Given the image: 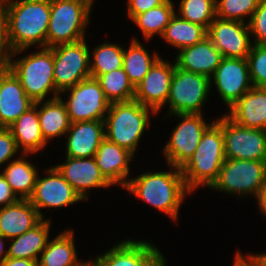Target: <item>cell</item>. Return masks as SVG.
Instances as JSON below:
<instances>
[{"instance_id": "obj_1", "label": "cell", "mask_w": 266, "mask_h": 266, "mask_svg": "<svg viewBox=\"0 0 266 266\" xmlns=\"http://www.w3.org/2000/svg\"><path fill=\"white\" fill-rule=\"evenodd\" d=\"M8 38L13 49L11 58L30 47H46L50 21V0H6Z\"/></svg>"}, {"instance_id": "obj_2", "label": "cell", "mask_w": 266, "mask_h": 266, "mask_svg": "<svg viewBox=\"0 0 266 266\" xmlns=\"http://www.w3.org/2000/svg\"><path fill=\"white\" fill-rule=\"evenodd\" d=\"M168 167L171 171H144L129 179L124 189L176 222L181 203L191 192L185 186L181 169L171 165Z\"/></svg>"}, {"instance_id": "obj_3", "label": "cell", "mask_w": 266, "mask_h": 266, "mask_svg": "<svg viewBox=\"0 0 266 266\" xmlns=\"http://www.w3.org/2000/svg\"><path fill=\"white\" fill-rule=\"evenodd\" d=\"M225 161L223 116L203 133L195 153L180 168L186 188L192 193L202 186L210 188Z\"/></svg>"}, {"instance_id": "obj_4", "label": "cell", "mask_w": 266, "mask_h": 266, "mask_svg": "<svg viewBox=\"0 0 266 266\" xmlns=\"http://www.w3.org/2000/svg\"><path fill=\"white\" fill-rule=\"evenodd\" d=\"M152 109L137 100L113 102L105 116V138L128 150L133 155L143 133L150 125Z\"/></svg>"}, {"instance_id": "obj_5", "label": "cell", "mask_w": 266, "mask_h": 266, "mask_svg": "<svg viewBox=\"0 0 266 266\" xmlns=\"http://www.w3.org/2000/svg\"><path fill=\"white\" fill-rule=\"evenodd\" d=\"M37 51L18 60L10 58L7 67L18 78L25 93L34 102L45 101L47 95L51 93L53 96L46 100L58 98L60 92L54 82L53 49L43 47Z\"/></svg>"}, {"instance_id": "obj_6", "label": "cell", "mask_w": 266, "mask_h": 266, "mask_svg": "<svg viewBox=\"0 0 266 266\" xmlns=\"http://www.w3.org/2000/svg\"><path fill=\"white\" fill-rule=\"evenodd\" d=\"M93 0H50L46 47L85 39Z\"/></svg>"}, {"instance_id": "obj_7", "label": "cell", "mask_w": 266, "mask_h": 266, "mask_svg": "<svg viewBox=\"0 0 266 266\" xmlns=\"http://www.w3.org/2000/svg\"><path fill=\"white\" fill-rule=\"evenodd\" d=\"M266 180V161L225 159L217 180L209 189L236 197L254 196Z\"/></svg>"}, {"instance_id": "obj_8", "label": "cell", "mask_w": 266, "mask_h": 266, "mask_svg": "<svg viewBox=\"0 0 266 266\" xmlns=\"http://www.w3.org/2000/svg\"><path fill=\"white\" fill-rule=\"evenodd\" d=\"M209 77L184 71L175 66L167 105V115L178 113L202 114V107L211 91Z\"/></svg>"}, {"instance_id": "obj_9", "label": "cell", "mask_w": 266, "mask_h": 266, "mask_svg": "<svg viewBox=\"0 0 266 266\" xmlns=\"http://www.w3.org/2000/svg\"><path fill=\"white\" fill-rule=\"evenodd\" d=\"M65 92L70 93L66 101L62 98V94ZM59 98L65 104L71 123L91 120L104 121L111 104L100 83L92 77L62 91Z\"/></svg>"}, {"instance_id": "obj_10", "label": "cell", "mask_w": 266, "mask_h": 266, "mask_svg": "<svg viewBox=\"0 0 266 266\" xmlns=\"http://www.w3.org/2000/svg\"><path fill=\"white\" fill-rule=\"evenodd\" d=\"M86 38L77 42L52 47L54 59V82L62 91L91 77L89 47Z\"/></svg>"}, {"instance_id": "obj_11", "label": "cell", "mask_w": 266, "mask_h": 266, "mask_svg": "<svg viewBox=\"0 0 266 266\" xmlns=\"http://www.w3.org/2000/svg\"><path fill=\"white\" fill-rule=\"evenodd\" d=\"M181 122L172 130L171 137L163 148L168 165L181 168L195 153L205 130L215 121L206 122L202 114H174Z\"/></svg>"}, {"instance_id": "obj_12", "label": "cell", "mask_w": 266, "mask_h": 266, "mask_svg": "<svg viewBox=\"0 0 266 266\" xmlns=\"http://www.w3.org/2000/svg\"><path fill=\"white\" fill-rule=\"evenodd\" d=\"M225 159L266 161V130L238 125L223 115Z\"/></svg>"}, {"instance_id": "obj_13", "label": "cell", "mask_w": 266, "mask_h": 266, "mask_svg": "<svg viewBox=\"0 0 266 266\" xmlns=\"http://www.w3.org/2000/svg\"><path fill=\"white\" fill-rule=\"evenodd\" d=\"M210 81L228 109L253 87L246 58L222 57Z\"/></svg>"}, {"instance_id": "obj_14", "label": "cell", "mask_w": 266, "mask_h": 266, "mask_svg": "<svg viewBox=\"0 0 266 266\" xmlns=\"http://www.w3.org/2000/svg\"><path fill=\"white\" fill-rule=\"evenodd\" d=\"M45 172V177L38 174L33 194L29 198L42 219H47L41 210L43 208L58 209L83 201L54 166L45 169Z\"/></svg>"}, {"instance_id": "obj_15", "label": "cell", "mask_w": 266, "mask_h": 266, "mask_svg": "<svg viewBox=\"0 0 266 266\" xmlns=\"http://www.w3.org/2000/svg\"><path fill=\"white\" fill-rule=\"evenodd\" d=\"M247 22L215 18L207 29V37L222 57L247 58L253 45Z\"/></svg>"}, {"instance_id": "obj_16", "label": "cell", "mask_w": 266, "mask_h": 266, "mask_svg": "<svg viewBox=\"0 0 266 266\" xmlns=\"http://www.w3.org/2000/svg\"><path fill=\"white\" fill-rule=\"evenodd\" d=\"M175 66V62L171 63L160 57L135 86L134 99L158 114L167 103Z\"/></svg>"}, {"instance_id": "obj_17", "label": "cell", "mask_w": 266, "mask_h": 266, "mask_svg": "<svg viewBox=\"0 0 266 266\" xmlns=\"http://www.w3.org/2000/svg\"><path fill=\"white\" fill-rule=\"evenodd\" d=\"M163 256L150 241L127 238L92 261L93 266H154Z\"/></svg>"}, {"instance_id": "obj_18", "label": "cell", "mask_w": 266, "mask_h": 266, "mask_svg": "<svg viewBox=\"0 0 266 266\" xmlns=\"http://www.w3.org/2000/svg\"><path fill=\"white\" fill-rule=\"evenodd\" d=\"M54 167L83 201L89 199L90 190L112 186L104 178L94 157L72 158L66 156L65 162L54 165Z\"/></svg>"}, {"instance_id": "obj_19", "label": "cell", "mask_w": 266, "mask_h": 266, "mask_svg": "<svg viewBox=\"0 0 266 266\" xmlns=\"http://www.w3.org/2000/svg\"><path fill=\"white\" fill-rule=\"evenodd\" d=\"M34 104L14 73L0 67V128H8Z\"/></svg>"}, {"instance_id": "obj_20", "label": "cell", "mask_w": 266, "mask_h": 266, "mask_svg": "<svg viewBox=\"0 0 266 266\" xmlns=\"http://www.w3.org/2000/svg\"><path fill=\"white\" fill-rule=\"evenodd\" d=\"M94 158L104 178L111 185H119L123 189L126 187L130 174L129 165L134 158L131 152L105 138Z\"/></svg>"}, {"instance_id": "obj_21", "label": "cell", "mask_w": 266, "mask_h": 266, "mask_svg": "<svg viewBox=\"0 0 266 266\" xmlns=\"http://www.w3.org/2000/svg\"><path fill=\"white\" fill-rule=\"evenodd\" d=\"M66 155L72 158L94 157L100 143L105 139L104 121H81L70 124L65 134Z\"/></svg>"}, {"instance_id": "obj_22", "label": "cell", "mask_w": 266, "mask_h": 266, "mask_svg": "<svg viewBox=\"0 0 266 266\" xmlns=\"http://www.w3.org/2000/svg\"><path fill=\"white\" fill-rule=\"evenodd\" d=\"M175 59L178 68L210 78L220 64L222 55L206 36L201 42L181 49Z\"/></svg>"}, {"instance_id": "obj_23", "label": "cell", "mask_w": 266, "mask_h": 266, "mask_svg": "<svg viewBox=\"0 0 266 266\" xmlns=\"http://www.w3.org/2000/svg\"><path fill=\"white\" fill-rule=\"evenodd\" d=\"M226 115L238 125L266 130V88L252 87Z\"/></svg>"}, {"instance_id": "obj_24", "label": "cell", "mask_w": 266, "mask_h": 266, "mask_svg": "<svg viewBox=\"0 0 266 266\" xmlns=\"http://www.w3.org/2000/svg\"><path fill=\"white\" fill-rule=\"evenodd\" d=\"M43 219L29 199H19L11 205L0 207V234L10 239L33 229Z\"/></svg>"}, {"instance_id": "obj_25", "label": "cell", "mask_w": 266, "mask_h": 266, "mask_svg": "<svg viewBox=\"0 0 266 266\" xmlns=\"http://www.w3.org/2000/svg\"><path fill=\"white\" fill-rule=\"evenodd\" d=\"M20 154H36L48 144L42 135L38 119V101L8 127Z\"/></svg>"}, {"instance_id": "obj_26", "label": "cell", "mask_w": 266, "mask_h": 266, "mask_svg": "<svg viewBox=\"0 0 266 266\" xmlns=\"http://www.w3.org/2000/svg\"><path fill=\"white\" fill-rule=\"evenodd\" d=\"M51 220L43 219L33 229L10 239L7 257L38 261L50 239ZM13 241V242H12Z\"/></svg>"}, {"instance_id": "obj_27", "label": "cell", "mask_w": 266, "mask_h": 266, "mask_svg": "<svg viewBox=\"0 0 266 266\" xmlns=\"http://www.w3.org/2000/svg\"><path fill=\"white\" fill-rule=\"evenodd\" d=\"M27 157L29 154H21L1 171L19 199H29L32 196L39 174L37 165L34 166Z\"/></svg>"}, {"instance_id": "obj_28", "label": "cell", "mask_w": 266, "mask_h": 266, "mask_svg": "<svg viewBox=\"0 0 266 266\" xmlns=\"http://www.w3.org/2000/svg\"><path fill=\"white\" fill-rule=\"evenodd\" d=\"M38 119L47 143L55 137H64L71 124L65 104L59 97L38 101Z\"/></svg>"}, {"instance_id": "obj_29", "label": "cell", "mask_w": 266, "mask_h": 266, "mask_svg": "<svg viewBox=\"0 0 266 266\" xmlns=\"http://www.w3.org/2000/svg\"><path fill=\"white\" fill-rule=\"evenodd\" d=\"M74 232L70 228L48 240L37 261L38 266H74L79 263Z\"/></svg>"}, {"instance_id": "obj_30", "label": "cell", "mask_w": 266, "mask_h": 266, "mask_svg": "<svg viewBox=\"0 0 266 266\" xmlns=\"http://www.w3.org/2000/svg\"><path fill=\"white\" fill-rule=\"evenodd\" d=\"M130 46L123 53V69L129 81L135 87L149 72L153 64L161 57L158 52L150 56L148 50L140 43L139 39L132 37Z\"/></svg>"}, {"instance_id": "obj_31", "label": "cell", "mask_w": 266, "mask_h": 266, "mask_svg": "<svg viewBox=\"0 0 266 266\" xmlns=\"http://www.w3.org/2000/svg\"><path fill=\"white\" fill-rule=\"evenodd\" d=\"M206 36L207 30L203 26L184 20L175 13L160 38L180 51L201 42Z\"/></svg>"}, {"instance_id": "obj_32", "label": "cell", "mask_w": 266, "mask_h": 266, "mask_svg": "<svg viewBox=\"0 0 266 266\" xmlns=\"http://www.w3.org/2000/svg\"><path fill=\"white\" fill-rule=\"evenodd\" d=\"M174 2L166 0L163 4L151 8L148 11L135 15L131 21L135 23L143 34L145 40H151L156 34L163 35L171 18L175 15Z\"/></svg>"}, {"instance_id": "obj_33", "label": "cell", "mask_w": 266, "mask_h": 266, "mask_svg": "<svg viewBox=\"0 0 266 266\" xmlns=\"http://www.w3.org/2000/svg\"><path fill=\"white\" fill-rule=\"evenodd\" d=\"M89 53L90 74L92 78L123 68L124 48L118 43L103 42Z\"/></svg>"}, {"instance_id": "obj_34", "label": "cell", "mask_w": 266, "mask_h": 266, "mask_svg": "<svg viewBox=\"0 0 266 266\" xmlns=\"http://www.w3.org/2000/svg\"><path fill=\"white\" fill-rule=\"evenodd\" d=\"M96 80L100 83L110 103L134 99L135 87L129 81L128 75L123 68L101 74Z\"/></svg>"}, {"instance_id": "obj_35", "label": "cell", "mask_w": 266, "mask_h": 266, "mask_svg": "<svg viewBox=\"0 0 266 266\" xmlns=\"http://www.w3.org/2000/svg\"><path fill=\"white\" fill-rule=\"evenodd\" d=\"M176 14L187 21L203 26L206 30L216 18L215 0H180Z\"/></svg>"}, {"instance_id": "obj_36", "label": "cell", "mask_w": 266, "mask_h": 266, "mask_svg": "<svg viewBox=\"0 0 266 266\" xmlns=\"http://www.w3.org/2000/svg\"><path fill=\"white\" fill-rule=\"evenodd\" d=\"M261 0H215L216 17L247 23ZM249 17V18H246Z\"/></svg>"}, {"instance_id": "obj_37", "label": "cell", "mask_w": 266, "mask_h": 266, "mask_svg": "<svg viewBox=\"0 0 266 266\" xmlns=\"http://www.w3.org/2000/svg\"><path fill=\"white\" fill-rule=\"evenodd\" d=\"M246 59L253 87L266 88V44H253Z\"/></svg>"}, {"instance_id": "obj_38", "label": "cell", "mask_w": 266, "mask_h": 266, "mask_svg": "<svg viewBox=\"0 0 266 266\" xmlns=\"http://www.w3.org/2000/svg\"><path fill=\"white\" fill-rule=\"evenodd\" d=\"M253 44H266V0H261L248 22Z\"/></svg>"}, {"instance_id": "obj_39", "label": "cell", "mask_w": 266, "mask_h": 266, "mask_svg": "<svg viewBox=\"0 0 266 266\" xmlns=\"http://www.w3.org/2000/svg\"><path fill=\"white\" fill-rule=\"evenodd\" d=\"M13 52L8 38L5 9L3 6H0V67L7 66Z\"/></svg>"}, {"instance_id": "obj_40", "label": "cell", "mask_w": 266, "mask_h": 266, "mask_svg": "<svg viewBox=\"0 0 266 266\" xmlns=\"http://www.w3.org/2000/svg\"><path fill=\"white\" fill-rule=\"evenodd\" d=\"M19 152L16 141L8 128H0V166L10 162Z\"/></svg>"}, {"instance_id": "obj_41", "label": "cell", "mask_w": 266, "mask_h": 266, "mask_svg": "<svg viewBox=\"0 0 266 266\" xmlns=\"http://www.w3.org/2000/svg\"><path fill=\"white\" fill-rule=\"evenodd\" d=\"M166 0H128L127 14L130 20L141 13L148 11L151 8L163 4Z\"/></svg>"}, {"instance_id": "obj_42", "label": "cell", "mask_w": 266, "mask_h": 266, "mask_svg": "<svg viewBox=\"0 0 266 266\" xmlns=\"http://www.w3.org/2000/svg\"><path fill=\"white\" fill-rule=\"evenodd\" d=\"M19 198L12 191L11 186L0 172V207L14 204Z\"/></svg>"}, {"instance_id": "obj_43", "label": "cell", "mask_w": 266, "mask_h": 266, "mask_svg": "<svg viewBox=\"0 0 266 266\" xmlns=\"http://www.w3.org/2000/svg\"><path fill=\"white\" fill-rule=\"evenodd\" d=\"M232 266H262L260 255L249 254L244 256L239 250L236 251Z\"/></svg>"}, {"instance_id": "obj_44", "label": "cell", "mask_w": 266, "mask_h": 266, "mask_svg": "<svg viewBox=\"0 0 266 266\" xmlns=\"http://www.w3.org/2000/svg\"><path fill=\"white\" fill-rule=\"evenodd\" d=\"M0 266H38L37 261L24 258H9L7 257Z\"/></svg>"}, {"instance_id": "obj_45", "label": "cell", "mask_w": 266, "mask_h": 266, "mask_svg": "<svg viewBox=\"0 0 266 266\" xmlns=\"http://www.w3.org/2000/svg\"><path fill=\"white\" fill-rule=\"evenodd\" d=\"M256 201L258 204V209L263 215L266 216V180L264 181V184L256 197Z\"/></svg>"}, {"instance_id": "obj_46", "label": "cell", "mask_w": 266, "mask_h": 266, "mask_svg": "<svg viewBox=\"0 0 266 266\" xmlns=\"http://www.w3.org/2000/svg\"><path fill=\"white\" fill-rule=\"evenodd\" d=\"M5 239L7 240V238H4L1 234H0V264L7 258V254H8V249H4L5 246Z\"/></svg>"}, {"instance_id": "obj_47", "label": "cell", "mask_w": 266, "mask_h": 266, "mask_svg": "<svg viewBox=\"0 0 266 266\" xmlns=\"http://www.w3.org/2000/svg\"><path fill=\"white\" fill-rule=\"evenodd\" d=\"M74 266H93L92 260H86L85 262L80 261L79 263L75 264Z\"/></svg>"}, {"instance_id": "obj_48", "label": "cell", "mask_w": 266, "mask_h": 266, "mask_svg": "<svg viewBox=\"0 0 266 266\" xmlns=\"http://www.w3.org/2000/svg\"><path fill=\"white\" fill-rule=\"evenodd\" d=\"M262 266H266V253H259Z\"/></svg>"}, {"instance_id": "obj_49", "label": "cell", "mask_w": 266, "mask_h": 266, "mask_svg": "<svg viewBox=\"0 0 266 266\" xmlns=\"http://www.w3.org/2000/svg\"><path fill=\"white\" fill-rule=\"evenodd\" d=\"M166 263V258L163 256L154 266H165Z\"/></svg>"}, {"instance_id": "obj_50", "label": "cell", "mask_w": 266, "mask_h": 266, "mask_svg": "<svg viewBox=\"0 0 266 266\" xmlns=\"http://www.w3.org/2000/svg\"><path fill=\"white\" fill-rule=\"evenodd\" d=\"M6 0H0V6H3Z\"/></svg>"}]
</instances>
